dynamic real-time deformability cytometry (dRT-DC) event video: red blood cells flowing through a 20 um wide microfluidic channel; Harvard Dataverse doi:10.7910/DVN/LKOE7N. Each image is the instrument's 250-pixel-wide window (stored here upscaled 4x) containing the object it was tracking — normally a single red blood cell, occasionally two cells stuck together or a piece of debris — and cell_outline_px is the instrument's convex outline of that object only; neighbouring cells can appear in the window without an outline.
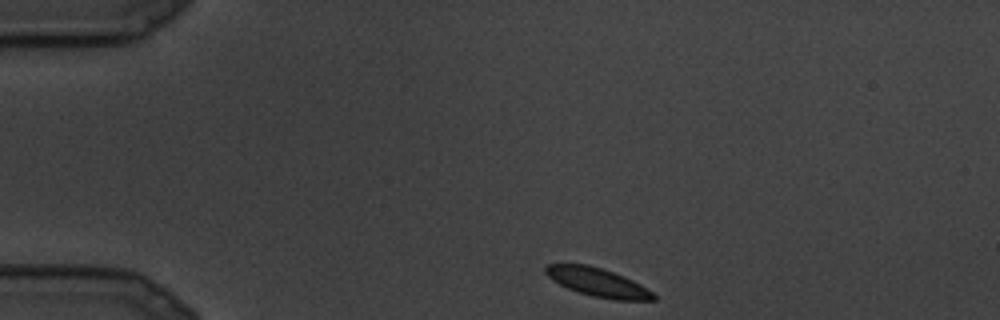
{"species": "common noctule bat (a hibernating species)", "species_latin": "Nyctalus noctula", "temperature_condition": "cold", "stored_images_in_passage": 22, "camera_frame_rate_fps": 3000, "um_per_image_px": 0.085, "animal": {"sex": "male", "body_mass_g": 19.5, "forearm_length_mm": 54.6}, "frame": {"image": 1, "passage_image": 1, "time_ms": 0.0, "image_size_px": [1000, 320], "cell_outline_px": [[656, 300], [616, 300], [592, 296], [568, 288], [552, 280], [544, 272], [544, 268], [548, 264], [588, 264], [624, 276], [640, 284], [652, 292], [656, 296]], "centroid_in_image_um": [50.8, 23.99], "position_along_channel_um": 34.2, "area_um2": 17.74}}
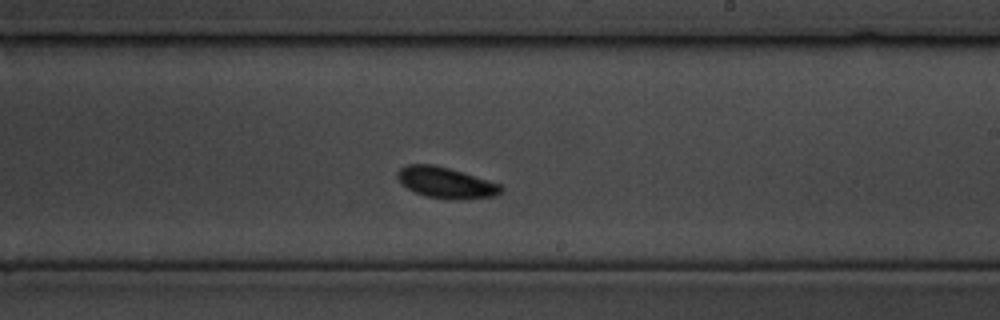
{"frame": {"image": 2, "passage_image": 12, "time_ms": 3.667, "image_size_px": [1000, 320], "cell_outline_px": [[504, 188], [496, 196], [424, 196], [408, 188], [396, 176], [396, 172], [400, 168], [408, 164], [432, 164], [448, 168], [500, 184]], "centroid_in_image_um": [37.83, 15.46], "position_along_channel_um": 251.2, "area_um2": 17.4}}
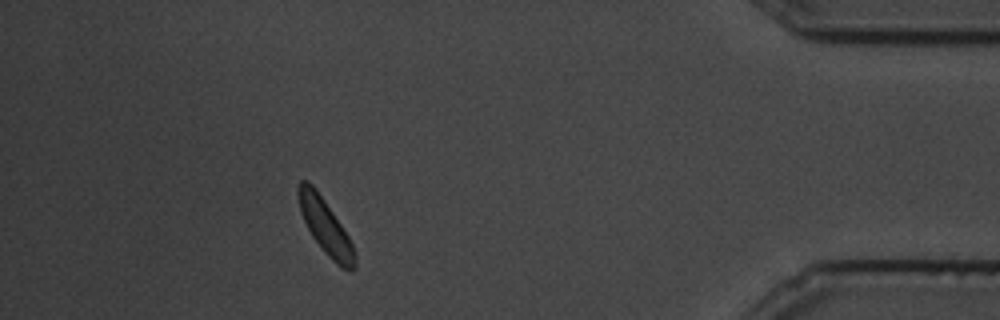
{"frame": {"image": 3, "passage_image": 20, "time_ms": 6.333, "image_size_px": [1000, 320], "cell_outline_px": [[356, 268], [352, 272], [336, 264], [328, 256], [312, 236], [300, 212], [296, 192], [296, 184], [300, 180], [308, 180], [316, 188], [348, 236], [356, 252]], "centroid_in_image_um": [27.64, 19.23], "position_along_channel_um": 407.6, "area_um2": 18.09}}